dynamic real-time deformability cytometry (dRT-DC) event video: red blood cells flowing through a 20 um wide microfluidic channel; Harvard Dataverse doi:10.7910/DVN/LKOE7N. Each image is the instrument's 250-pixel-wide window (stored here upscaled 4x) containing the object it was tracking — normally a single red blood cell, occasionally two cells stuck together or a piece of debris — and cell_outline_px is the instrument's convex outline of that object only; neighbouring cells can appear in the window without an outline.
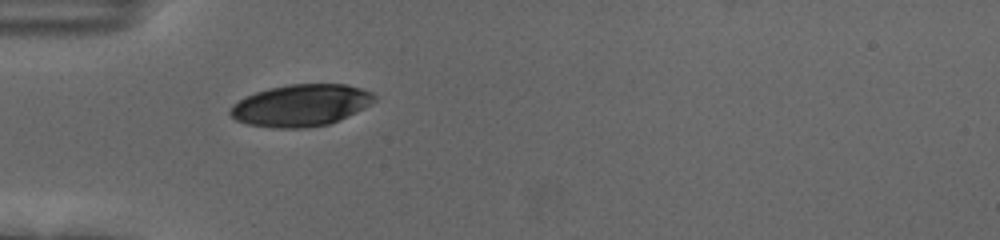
{"species": "human", "species_latin": "Homo sapiens", "temperature_condition": "cold", "stored_images_in_passage": 8, "camera_frame_rate_fps": 3000, "um_per_image_px": 0.085, "donor": {"sex": "female"}, "frame": {"image": 1, "passage_image": 1, "time_ms": 0.0, "image_size_px": [1000, 240], "cell_outline_px": [[376, 100], [364, 108], [356, 112], [328, 124], [308, 128], [272, 128], [248, 124], [236, 120], [228, 112], [232, 104], [256, 92], [268, 88], [288, 84], [344, 84], [360, 88], [372, 92], [376, 96]], "centroid_in_image_um": [25.57, 8.95], "position_along_channel_um": 59.4, "area_um2": 35.08}}
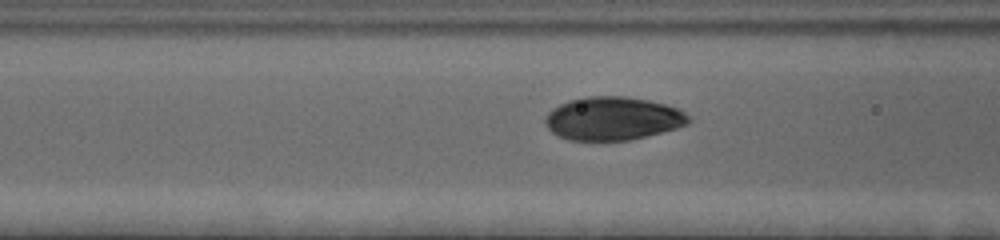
{"frame": {"image": 2, "passage_image": 6, "time_ms": 1.667, "image_size_px": [1000, 240], "cell_outline_px": [[692, 120], [688, 124], [676, 128], [628, 140], [568, 140], [552, 132], [548, 128], [544, 120], [548, 112], [552, 108], [568, 100], [584, 96], [624, 96], [648, 100], [664, 104], [676, 108], [684, 112]], "centroid_in_image_um": [52.06, 10.06], "position_along_channel_um": 114.5, "area_um2": 36.01}}